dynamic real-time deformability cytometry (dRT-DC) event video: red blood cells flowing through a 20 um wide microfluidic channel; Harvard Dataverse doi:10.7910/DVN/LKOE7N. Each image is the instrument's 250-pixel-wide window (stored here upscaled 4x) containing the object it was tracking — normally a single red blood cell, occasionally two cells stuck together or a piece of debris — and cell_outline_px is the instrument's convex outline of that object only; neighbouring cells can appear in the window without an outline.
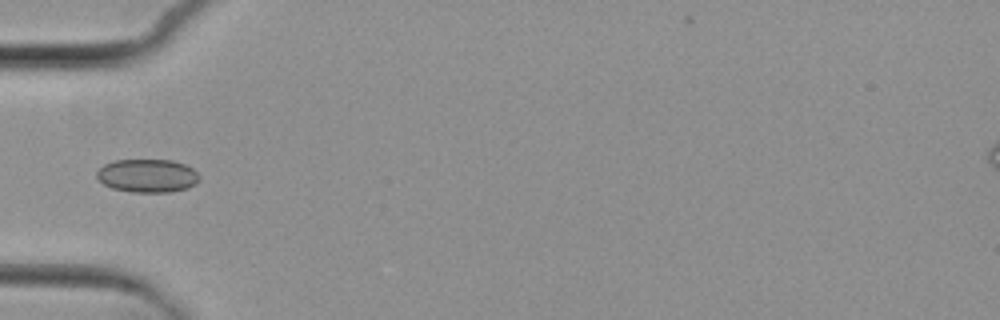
{"species": "common noctule bat (a hibernating species)", "species_latin": "Nyctalus noctula", "temperature_condition": "cold", "stored_images_in_passage": 9, "camera_frame_rate_fps": 3000, "um_per_image_px": 0.085, "animal": {"sex": "female", "body_mass_g": 29.2, "forearm_length_mm": 56.3}, "frame": {"image": 1, "passage_image": 6, "time_ms": 6.0, "image_size_px": [1000, 320], "cell_outline_px": [[200, 180], [196, 184], [188, 188], [172, 192], [132, 192], [112, 188], [104, 184], [96, 176], [96, 172], [104, 164], [112, 160], [172, 160], [184, 164], [192, 168], [200, 176]], "centroid_in_image_um": [12.55, 14.94], "position_along_channel_um": 72.5, "area_um2": 20.06}}
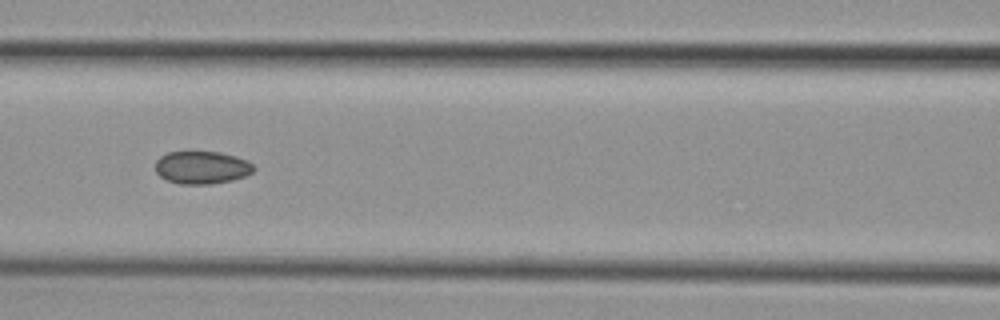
{"frame": {"image": 2, "passage_image": 8, "time_ms": 8.0, "image_size_px": [1000, 320], "cell_outline_px": [[256, 168], [252, 172], [244, 176], [232, 180], [208, 184], [180, 184], [168, 180], [160, 176], [156, 172], [156, 160], [160, 156], [168, 152], [220, 152], [236, 156], [248, 160]], "centroid_in_image_um": [17.16, 14.23], "position_along_channel_um": 149.4, "area_um2": 18.73}}
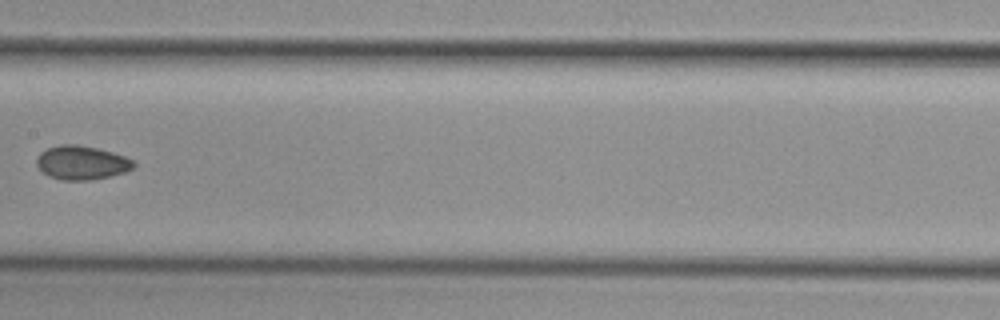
{"frame": {"image": 3, "passage_image": 9, "time_ms": 9.333, "image_size_px": [1000, 320], "cell_outline_px": [[136, 164], [132, 168], [124, 172], [112, 176], [92, 180], [60, 180], [48, 176], [36, 164], [36, 156], [40, 152], [48, 148], [60, 144], [76, 144], [96, 148], [112, 152], [124, 156], [132, 160]], "centroid_in_image_um": [6.92, 13.83], "position_along_channel_um": 200.5, "area_um2": 19.19}}